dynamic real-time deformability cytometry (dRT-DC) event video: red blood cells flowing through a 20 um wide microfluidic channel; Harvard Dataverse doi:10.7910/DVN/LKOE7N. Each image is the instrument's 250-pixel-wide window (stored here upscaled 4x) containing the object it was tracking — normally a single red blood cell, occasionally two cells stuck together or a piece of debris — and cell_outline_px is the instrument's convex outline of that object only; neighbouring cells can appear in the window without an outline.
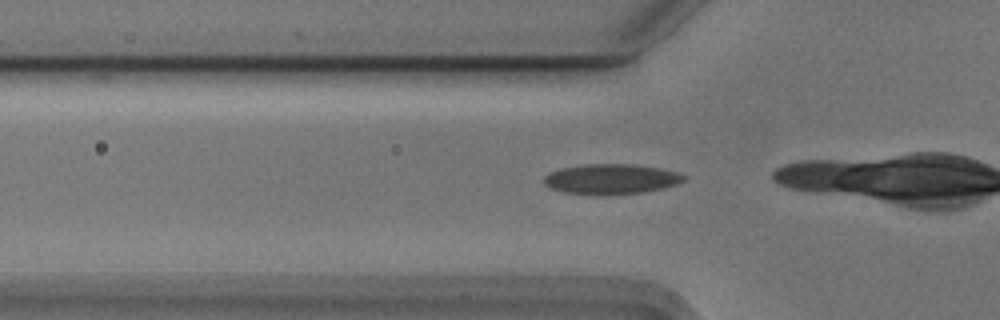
{"species": "Egyptian fruit bat (a non-hibernating species)", "species_latin": "Rousettus aegyptiacus", "temperature_condition": "cold", "stored_images_in_passage": 17, "camera_frame_rate_fps": 3000, "um_per_image_px": 0.085, "animal": {"sex": "male"}, "frame": {"image": 1, "passage_image": 14, "time_ms": 4.333, "image_size_px": [1000, 320], "cell_outline_px": [[684, 180], [676, 184], [664, 188], [644, 192], [604, 196], [564, 192], [552, 188], [544, 184], [544, 176], [560, 168], [584, 164], [632, 164], [660, 168], [676, 172], [684, 176]], "centroid_in_image_um": [51.93, 15.23], "position_along_channel_um": 73.9, "area_um2": 24.62}}